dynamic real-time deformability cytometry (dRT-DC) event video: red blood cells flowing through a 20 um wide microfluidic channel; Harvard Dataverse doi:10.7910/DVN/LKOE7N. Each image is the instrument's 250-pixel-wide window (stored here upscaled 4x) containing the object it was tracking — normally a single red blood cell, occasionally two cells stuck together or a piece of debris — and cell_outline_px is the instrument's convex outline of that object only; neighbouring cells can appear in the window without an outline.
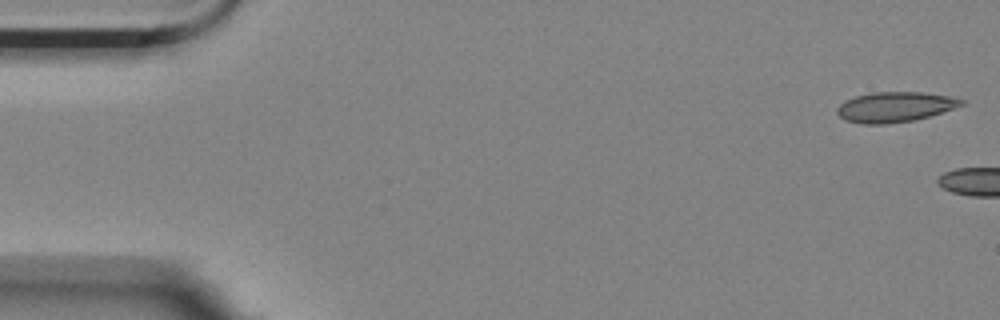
{"species": "Egyptian fruit bat (a non-hibernating species)", "species_latin": "Rousettus aegyptiacus", "temperature_condition": "room temperature", "stored_images_in_passage": 4, "camera_frame_rate_fps": 3000, "um_per_image_px": 0.085, "animal": {"sex": "female"}, "frame": {"image": 1, "passage_image": 1, "time_ms": 0.0, "image_size_px": [1000, 320], "cell_outline_px": [[964, 104], [928, 116], [912, 120], [884, 124], [864, 124], [844, 120], [836, 112], [836, 108], [844, 100], [856, 96], [872, 92], [920, 92], [948, 96], [964, 100]], "centroid_in_image_um": [76.0, 9.09], "position_along_channel_um": 9.0, "area_um2": 21.56}}